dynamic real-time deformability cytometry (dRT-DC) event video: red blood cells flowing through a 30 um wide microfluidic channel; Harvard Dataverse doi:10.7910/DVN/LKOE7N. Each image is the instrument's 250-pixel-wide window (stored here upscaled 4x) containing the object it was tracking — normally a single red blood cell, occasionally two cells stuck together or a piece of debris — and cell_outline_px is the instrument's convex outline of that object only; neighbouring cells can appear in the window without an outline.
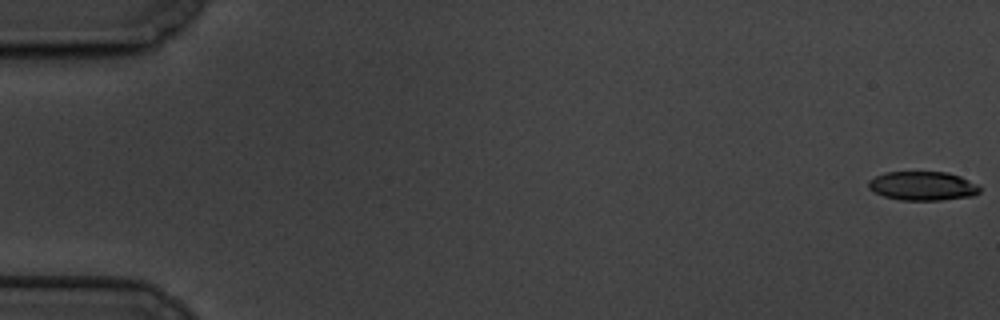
{"species": "common noctule bat (a hibernating species)", "species_latin": "Nyctalus noctula", "temperature_condition": "cold", "stored_images_in_passage": 61, "camera_frame_rate_fps": 3000, "um_per_image_px": 0.085, "animal": {"sex": "male", "body_mass_g": 19.5, "forearm_length_mm": 54.6}, "frame": {"image": 1, "passage_image": 1, "time_ms": 0.0, "image_size_px": [1000, 320], "cell_outline_px": [[980, 192], [972, 196], [940, 200], [900, 200], [884, 196], [868, 188], [868, 180], [884, 172], [948, 172], [960, 176], [980, 184]], "centroid_in_image_um": [78.45, 15.8], "position_along_channel_um": 6.5, "area_um2": 18.9}}
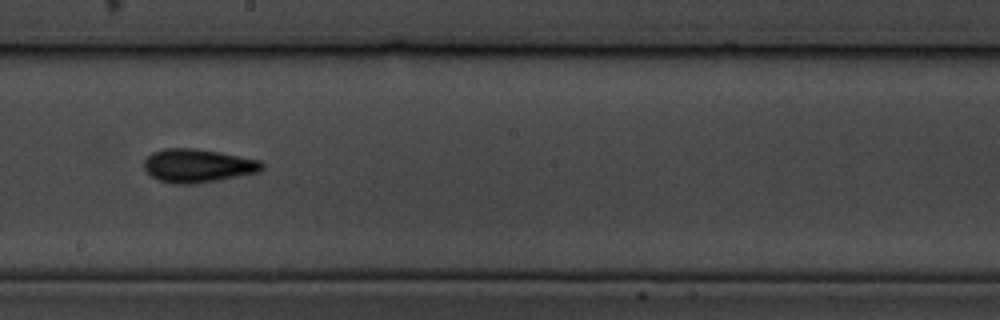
{"frame": {"image": 2, "passage_image": 35, "time_ms": 11.333, "image_size_px": [1000, 320], "cell_outline_px": [[264, 168], [260, 172], [196, 184], [172, 184], [160, 180], [152, 176], [144, 168], [144, 160], [152, 152], [164, 148], [192, 148], [220, 152], [260, 160], [264, 164]], "centroid_in_image_um": [16.83, 14.08], "position_along_channel_um": 231.4, "area_um2": 23.06}}
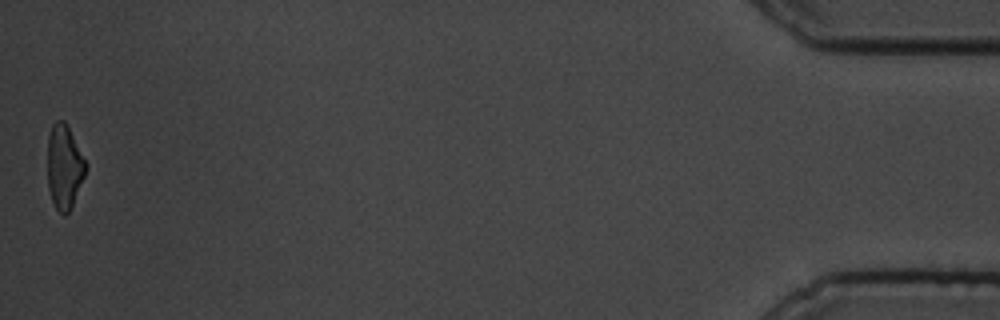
{"frame": {"image": 3, "passage_image": 61, "time_ms": 20.0, "image_size_px": [1000, 320], "cell_outline_px": [[88, 164], [84, 176], [72, 204], [68, 212], [64, 216], [56, 208], [52, 200], [48, 188], [48, 136], [52, 124], [56, 120], [64, 120]], "centroid_in_image_um": [5.46, 14.15], "position_along_channel_um": 429.7, "area_um2": 18.5}, "authors_computed_cell_mechanics": {"area_um2": 20.4034, "velocity_mm_per_s": 3.3315, "shape_relaxation_time_tau1_ms": 3.1479, "shape_relaxation_time_tau2_ms": 2.7946, "deformation_change_tau1": 0.1409, "deformation_change_tau2": 0.1246}}